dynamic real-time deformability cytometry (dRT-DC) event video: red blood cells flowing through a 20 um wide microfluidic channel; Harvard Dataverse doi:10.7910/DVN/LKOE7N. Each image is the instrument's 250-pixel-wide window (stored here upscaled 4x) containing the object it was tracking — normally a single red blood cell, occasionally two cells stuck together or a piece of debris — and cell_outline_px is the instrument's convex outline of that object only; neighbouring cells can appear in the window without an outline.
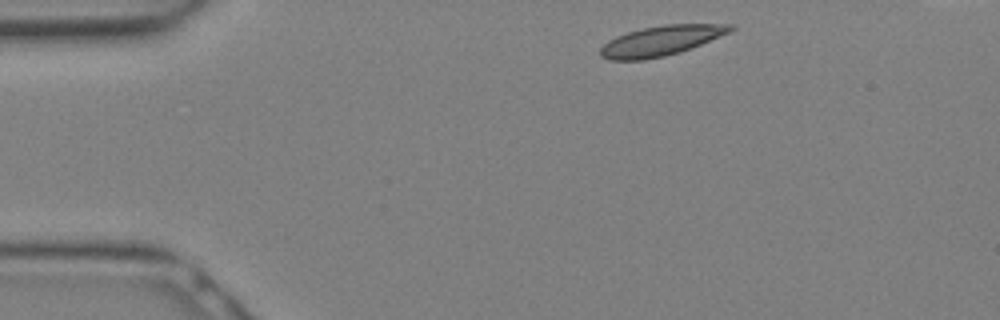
{"species": "Egyptian fruit bat (a non-hibernating species)", "species_latin": "Rousettus aegyptiacus", "temperature_condition": "warm", "stored_images_in_passage": 10, "camera_frame_rate_fps": 3000, "um_per_image_px": 0.085, "animal": {"sex": "female"}, "frame": {"image": 1, "passage_image": 1, "time_ms": 0.0, "image_size_px": [1000, 320], "cell_outline_px": [[736, 28], [728, 32], [700, 44], [680, 52], [664, 56], [644, 60], [608, 60], [600, 56], [600, 48], [608, 40], [616, 36], [628, 32], [644, 28], [664, 24], [736, 24]], "centroid_in_image_um": [56.15, 3.46], "position_along_channel_um": 28.8, "area_um2": 22.54}}
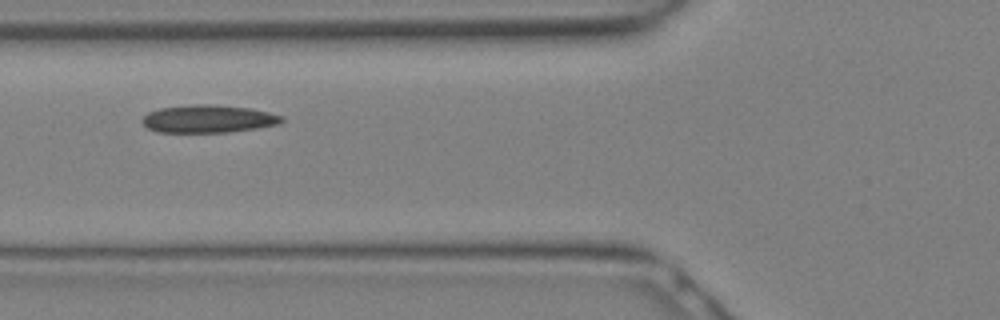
{"frame": {"image": 2, "passage_image": 7, "time_ms": 2.0, "image_size_px": [1000, 320], "cell_outline_px": [[284, 120], [280, 124], [256, 128], [228, 132], [156, 132], [148, 128], [140, 120], [148, 112], [160, 108], [192, 104], [216, 104], [248, 108], [268, 112], [280, 116]], "centroid_in_image_um": [17.67, 10.1], "position_along_channel_um": 108.1, "area_um2": 22.54}}
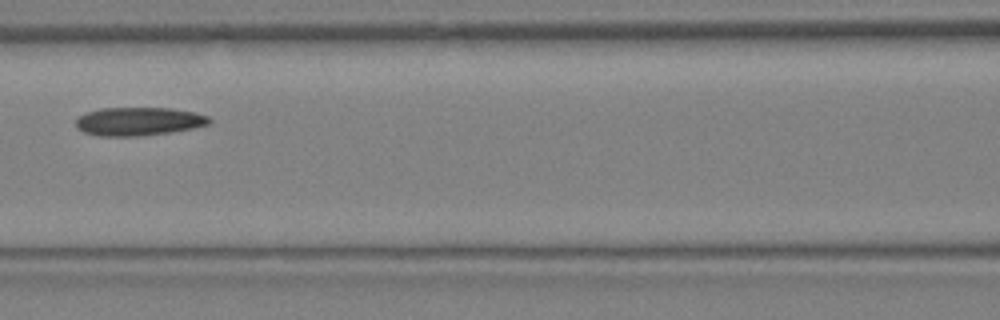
{"frame": {"image": 3, "passage_image": 9, "time_ms": 2.667, "image_size_px": [1000, 320], "cell_outline_px": [[212, 124], [172, 132], [140, 136], [100, 136], [84, 132], [76, 128], [76, 116], [84, 112], [100, 108], [168, 108], [196, 112], [208, 116], [212, 120]], "centroid_in_image_um": [11.77, 10.31], "position_along_channel_um": 154.8, "area_um2": 22.37}}